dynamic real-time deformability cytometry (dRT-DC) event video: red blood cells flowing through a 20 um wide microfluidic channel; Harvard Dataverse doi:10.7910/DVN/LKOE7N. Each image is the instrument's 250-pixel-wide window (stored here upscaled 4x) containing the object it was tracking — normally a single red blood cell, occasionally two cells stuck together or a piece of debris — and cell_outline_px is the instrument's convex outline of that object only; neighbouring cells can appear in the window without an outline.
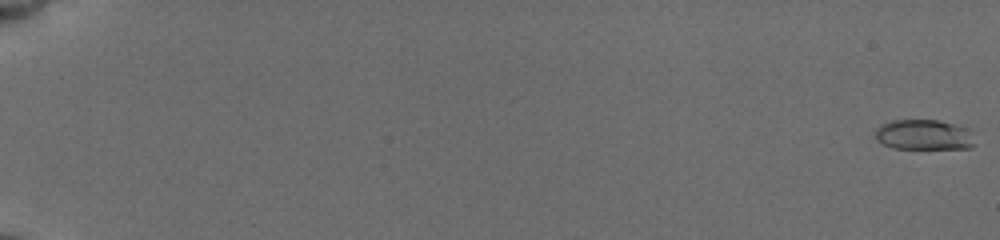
{"species": "common noctule bat (a hibernating species)", "species_latin": "Nyctalus noctula", "temperature_condition": "cold", "stored_images_in_passage": 26, "camera_frame_rate_fps": 3000, "um_per_image_px": 0.085, "animal": {"sex": "female", "body_mass_g": 19.5, "forearm_length_mm": 54.1}, "frame": {"image": 1, "passage_image": 1, "time_ms": 0.0, "image_size_px": [1000, 240], "cell_outline_px": [[976, 144], [972, 148], [892, 148], [876, 140], [876, 128], [880, 124], [892, 120], [936, 120], [956, 124], [964, 128]], "centroid_in_image_um": [78.48, 11.45], "position_along_channel_um": 6.5, "area_um2": 17.34}}
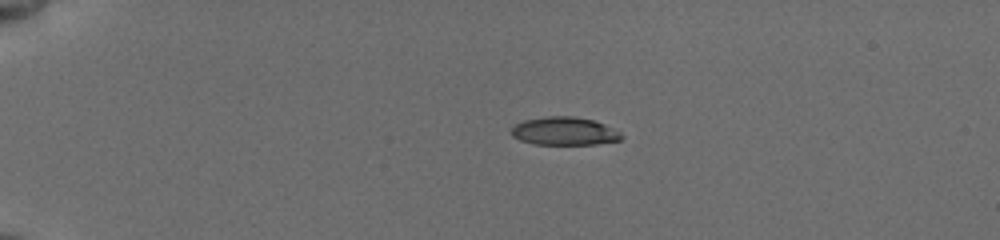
{"frame": {"image": 2, "passage_image": 19, "time_ms": 4.667, "image_size_px": [1000, 240], "cell_outline_px": [[624, 136], [620, 140], [596, 144], [536, 144], [520, 140], [512, 136], [512, 128], [516, 124], [524, 120], [548, 116], [572, 116], [592, 120], [604, 124], [620, 132]], "centroid_in_image_um": [47.98, 11.15], "position_along_channel_um": 37.0, "area_um2": 17.86}}